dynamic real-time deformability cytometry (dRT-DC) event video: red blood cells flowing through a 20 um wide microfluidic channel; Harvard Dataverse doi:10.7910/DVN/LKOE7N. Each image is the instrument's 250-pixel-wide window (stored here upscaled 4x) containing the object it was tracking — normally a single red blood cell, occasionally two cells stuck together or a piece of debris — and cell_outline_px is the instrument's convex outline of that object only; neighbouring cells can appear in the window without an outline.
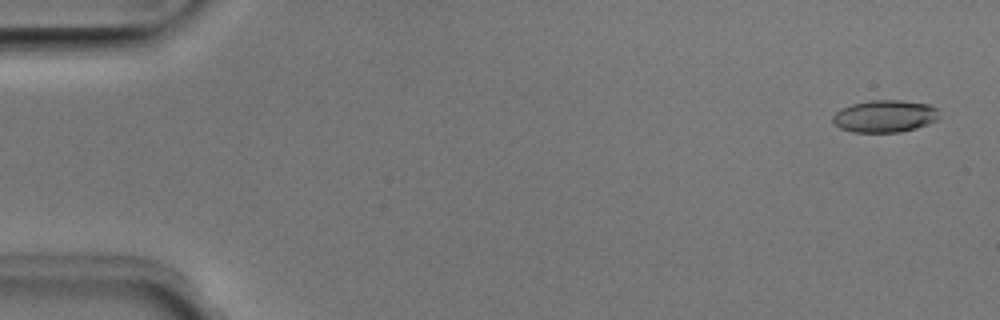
{"species": "Egyptian fruit bat (a non-hibernating species)", "species_latin": "Rousettus aegyptiacus", "temperature_condition": "room temperature", "stored_images_in_passage": 16, "camera_frame_rate_fps": 3000, "um_per_image_px": 0.085, "animal": {"sex": "male"}, "frame": {"image": 1, "passage_image": 2, "time_ms": 0.333, "image_size_px": [1000, 320], "cell_outline_px": [[940, 120], [916, 128], [900, 132], [852, 132], [840, 128], [832, 120], [832, 116], [836, 112], [852, 104], [868, 100], [900, 100], [928, 104], [936, 108]], "centroid_in_image_um": [75.23, 9.88], "position_along_channel_um": 9.8, "area_um2": 20.0}}
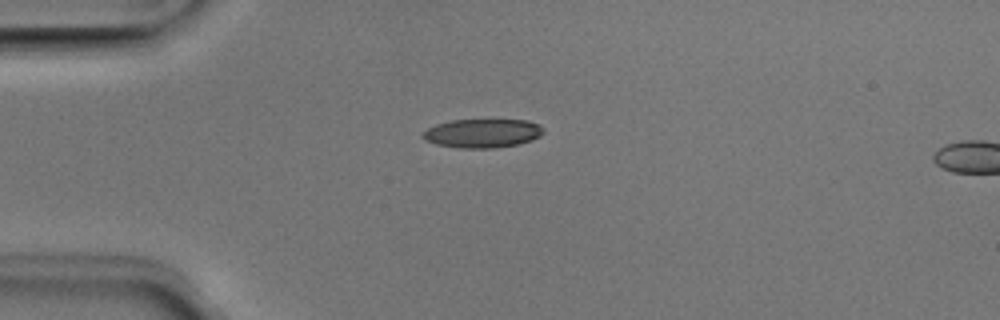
{"frame": {"image": 2, "passage_image": 13, "time_ms": 4.0, "image_size_px": [1000, 320], "cell_outline_px": [[544, 132], [540, 136], [532, 140], [520, 144], [496, 148], [460, 148], [436, 144], [424, 140], [420, 136], [428, 128], [436, 124], [452, 120], [528, 120], [540, 124], [544, 128]], "centroid_in_image_um": [41.04, 11.33], "position_along_channel_um": 44.0, "area_um2": 20.46}}